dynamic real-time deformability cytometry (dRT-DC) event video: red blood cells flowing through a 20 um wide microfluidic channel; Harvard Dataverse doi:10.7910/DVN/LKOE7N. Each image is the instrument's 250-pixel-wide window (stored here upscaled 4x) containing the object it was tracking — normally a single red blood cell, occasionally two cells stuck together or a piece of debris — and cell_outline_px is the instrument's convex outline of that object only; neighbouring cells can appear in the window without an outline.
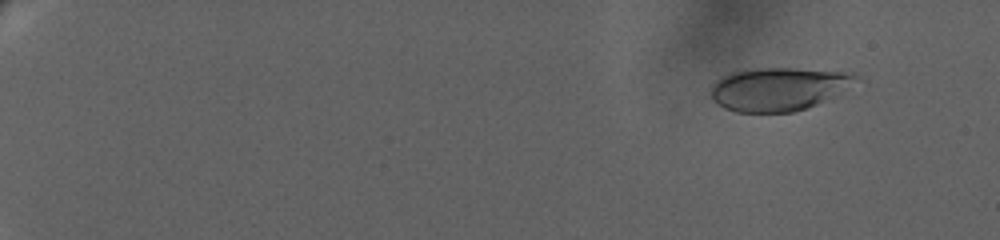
{"species": "human", "species_latin": "Homo sapiens", "temperature_condition": "warm", "stored_images_in_passage": 60, "camera_frame_rate_fps": 3000, "um_per_image_px": 0.085, "donor": {"sex": "female"}, "frame": {"image": 1, "passage_image": 8, "time_ms": 2.333, "image_size_px": [1000, 240], "cell_outline_px": [[856, 76], [816, 104], [808, 108], [792, 112], [736, 112], [724, 108], [716, 104], [712, 100], [712, 84], [716, 80], [732, 72], [756, 68], [792, 68], [852, 72]], "centroid_in_image_um": [65.98, 7.56], "position_along_channel_um": 19.0, "area_um2": 35.32}}
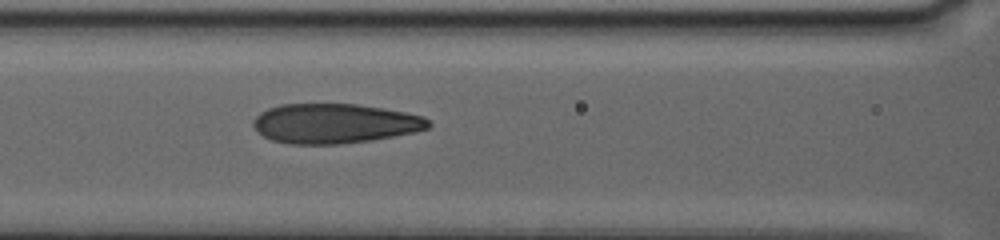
{"frame": {"image": 2, "passage_image": 37, "time_ms": 12.0, "image_size_px": [1000, 240], "cell_outline_px": [[432, 124], [428, 128], [416, 132], [372, 140], [340, 144], [292, 144], [272, 140], [256, 132], [252, 124], [252, 120], [260, 112], [268, 108], [280, 104], [356, 104], [404, 112], [424, 116]], "centroid_in_image_um": [28.42, 10.5], "position_along_channel_um": 138.2, "area_um2": 40.63}}
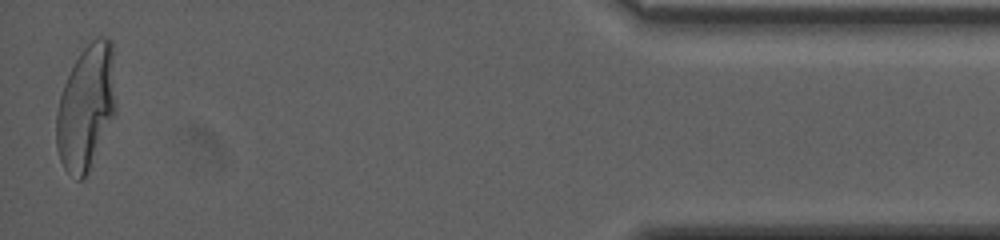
{"frame": {"image": 3, "passage_image": 60, "time_ms": 23.0, "image_size_px": [1000, 240], "cell_outline_px": [[116, 112], [88, 172], [80, 180], [76, 180], [64, 168], [60, 160], [56, 148], [56, 112], [60, 96], [64, 84], [80, 52], [96, 36], [108, 36], [112, 40], [116, 104]], "centroid_in_image_um": [7.33, 9.1], "position_along_channel_um": 427.9, "area_um2": 43.52}, "authors_computed_cell_mechanics": {"area_um2": 39.2751, "velocity_mm_per_s": 3.1851, "shape_relaxation_time_tau1_ms": 7.8938, "shape_relaxation_time_tau2_ms": 0.8869, "deformation_change_tau1": 0.248, "deformation_change_tau2": 0.0827}}